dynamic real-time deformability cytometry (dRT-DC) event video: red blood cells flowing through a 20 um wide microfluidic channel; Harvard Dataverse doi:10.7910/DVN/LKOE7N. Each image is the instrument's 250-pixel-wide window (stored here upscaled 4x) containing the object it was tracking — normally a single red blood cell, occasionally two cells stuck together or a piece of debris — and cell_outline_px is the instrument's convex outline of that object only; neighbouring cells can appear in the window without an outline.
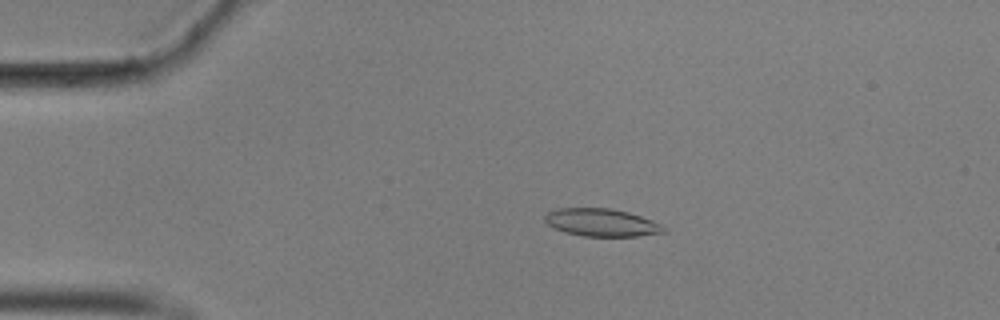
{"species": "common noctule bat (a hibernating species)", "species_latin": "Nyctalus noctula", "temperature_condition": "cold", "stored_images_in_passage": 56, "camera_frame_rate_fps": 3000, "um_per_image_px": 0.085, "animal": {"sex": "male", "body_mass_g": 17.9}, "frame": {"image": 1, "passage_image": 11, "time_ms": 3.333, "image_size_px": [1000, 320], "cell_outline_px": [[668, 232], [636, 236], [584, 236], [564, 232], [548, 224], [544, 220], [544, 216], [548, 212], [556, 208], [612, 208], [628, 212], [652, 220], [660, 224]], "centroid_in_image_um": [51.12, 18.91], "position_along_channel_um": 33.9, "area_um2": 19.13}}
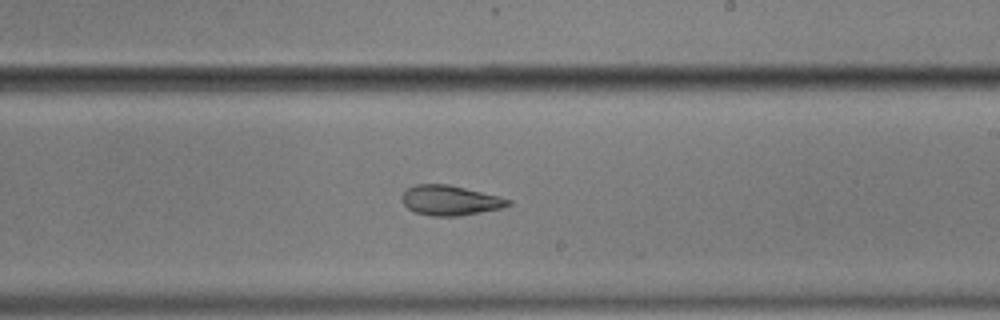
{"frame": {"image": 2, "passage_image": 33, "time_ms": 10.667, "image_size_px": [1000, 320], "cell_outline_px": [[512, 204], [504, 208], [460, 216], [432, 216], [416, 212], [408, 208], [404, 204], [400, 196], [408, 188], [416, 184], [448, 184], [500, 196], [512, 200]], "centroid_in_image_um": [38.3, 17.03], "position_along_channel_um": 250.7, "area_um2": 18.67}}
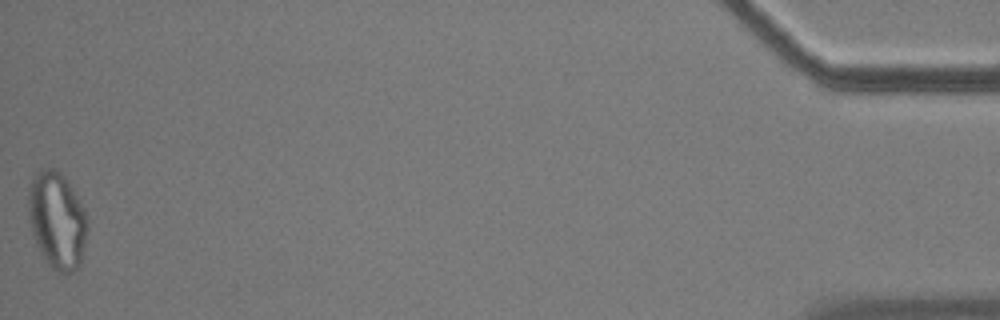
{"frame": {"image": 3, "passage_image": 56, "time_ms": 18.333, "image_size_px": [1000, 320], "cell_outline_px": [[88, 232], [80, 264], [72, 272], [56, 272], [48, 264], [32, 232], [28, 212], [28, 192], [32, 180], [36, 172], [40, 168], [56, 168], [64, 176], [80, 200], [88, 216]], "centroid_in_image_um": [4.88, 18.69], "position_along_channel_um": 430.3, "area_um2": 33.35}, "authors_computed_cell_mechanics": {"area_um2": 19.7676, "velocity_mm_per_s": 3.5341, "shape_relaxation_time_tau1_ms": null, "shape_relaxation_time_tau2_ms": 3.1149, "deformation_change_tau1": null, "deformation_change_tau2": 0.1013}}